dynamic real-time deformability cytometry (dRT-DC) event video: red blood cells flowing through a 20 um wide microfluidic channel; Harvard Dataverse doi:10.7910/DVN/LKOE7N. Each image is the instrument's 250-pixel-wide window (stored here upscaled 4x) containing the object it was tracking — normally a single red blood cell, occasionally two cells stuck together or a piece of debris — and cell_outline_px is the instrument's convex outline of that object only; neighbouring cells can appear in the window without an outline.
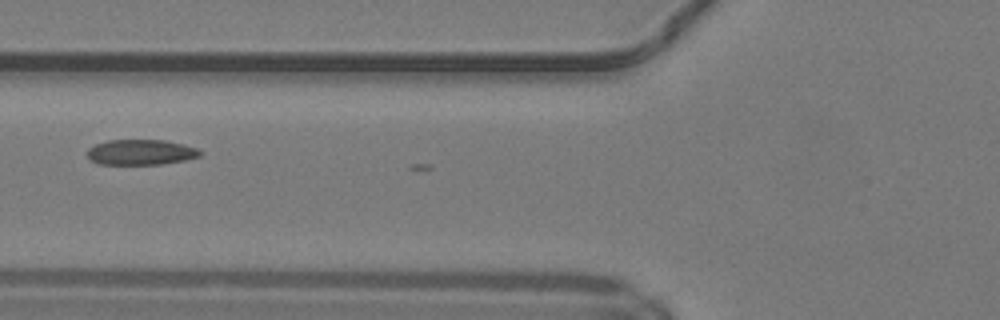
{"species": "common noctule bat (a hibernating species)", "species_latin": "Nyctalus noctula", "temperature_condition": "warm", "stored_images_in_passage": 5, "camera_frame_rate_fps": 3000, "um_per_image_px": 0.085, "animal": {"sex": "male", "body_mass_g": 19.2, "forearm_length_mm": 51.8}, "frame": {"image": 1, "passage_image": 2, "time_ms": 0.333, "image_size_px": [1000, 320], "cell_outline_px": [[204, 152], [200, 156], [184, 160], [160, 164], [100, 164], [92, 160], [88, 156], [88, 148], [96, 144], [108, 140], [164, 140], [184, 144], [196, 148]], "centroid_in_image_um": [12.0, 12.93], "position_along_channel_um": 113.8, "area_um2": 16.59}}